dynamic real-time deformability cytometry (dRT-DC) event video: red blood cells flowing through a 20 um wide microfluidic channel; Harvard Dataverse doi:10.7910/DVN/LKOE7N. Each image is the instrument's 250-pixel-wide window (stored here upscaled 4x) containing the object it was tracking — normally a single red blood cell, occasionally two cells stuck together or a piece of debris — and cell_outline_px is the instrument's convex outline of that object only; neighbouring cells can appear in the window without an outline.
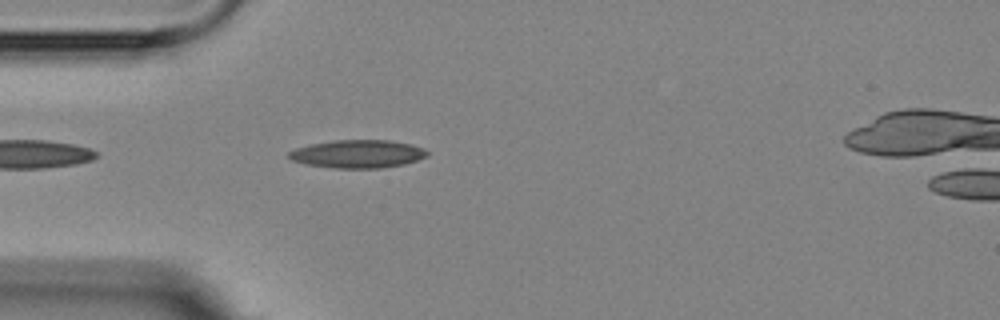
{"species": "Egyptian fruit bat (a non-hibernating species)", "species_latin": "Rousettus aegyptiacus", "temperature_condition": "room temperature", "stored_images_in_passage": 2, "camera_frame_rate_fps": 3000, "um_per_image_px": 0.085, "animal": {"sex": "female"}, "frame": {"image": 1, "passage_image": 2, "time_ms": 1.333, "image_size_px": [1000, 320], "cell_outline_px": [[428, 156], [404, 164], [380, 168], [336, 168], [304, 164], [292, 160], [288, 156], [288, 152], [296, 148], [312, 144], [336, 140], [388, 140], [412, 144], [424, 148], [428, 152]], "centroid_in_image_um": [30.42, 13.08], "position_along_channel_um": 54.6, "area_um2": 22.54}}